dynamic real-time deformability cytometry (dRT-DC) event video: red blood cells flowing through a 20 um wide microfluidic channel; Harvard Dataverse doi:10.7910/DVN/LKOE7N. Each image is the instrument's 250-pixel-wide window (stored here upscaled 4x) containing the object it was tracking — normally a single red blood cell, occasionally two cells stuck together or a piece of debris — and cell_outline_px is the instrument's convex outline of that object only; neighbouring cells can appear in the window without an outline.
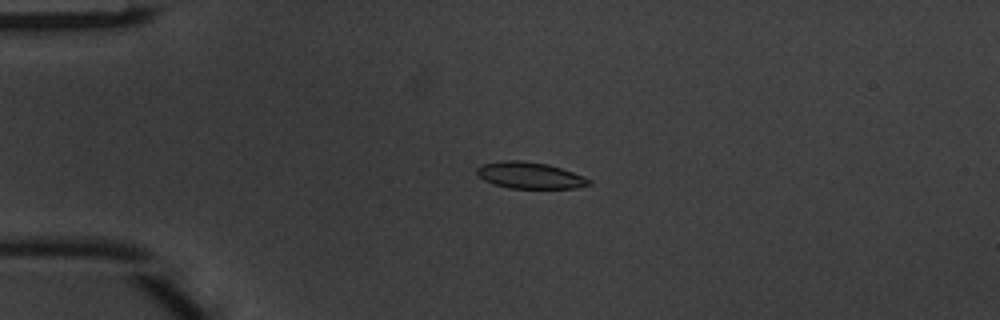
{"species": "common noctule bat (a hibernating species)", "species_latin": "Nyctalus noctula", "temperature_condition": "warm", "stored_images_in_passage": 49, "camera_frame_rate_fps": 3000, "um_per_image_px": 0.085, "animal": {"sex": "male", "body_mass_g": 20.1, "forearm_length_mm": 53.5}, "frame": {"image": 1, "passage_image": 12, "time_ms": 3.667, "image_size_px": [1000, 320], "cell_outline_px": [[592, 184], [576, 188], [508, 188], [484, 180], [476, 172], [476, 168], [480, 164], [504, 160], [520, 160], [548, 164], [584, 176], [592, 180]], "centroid_in_image_um": [45.04, 14.9], "position_along_channel_um": 40.0, "area_um2": 17.28}}
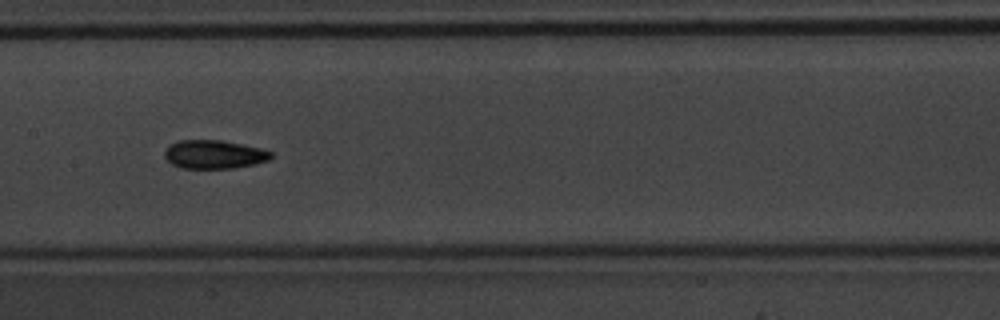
{"frame": {"image": 2, "passage_image": 25, "time_ms": 8.0, "image_size_px": [1000, 320], "cell_outline_px": [[272, 156], [268, 160], [256, 164], [236, 168], [180, 168], [172, 164], [164, 156], [164, 148], [168, 144], [176, 140], [220, 140], [260, 148], [272, 152]], "centroid_in_image_um": [18.15, 13.12], "position_along_channel_um": 189.2, "area_um2": 17.86}}
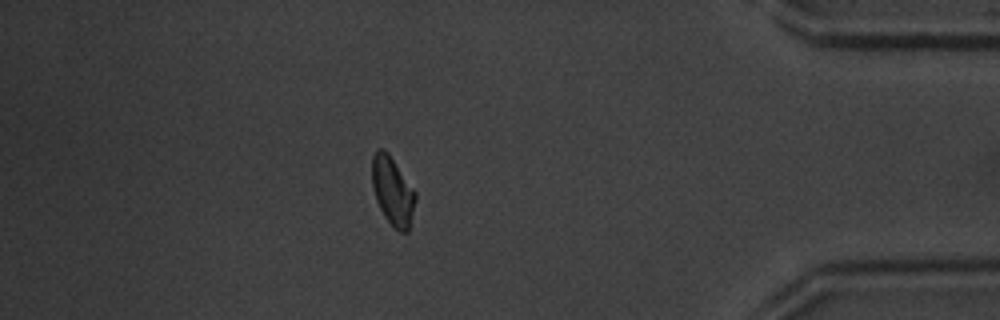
{"frame": {"image": 3, "passage_image": 43, "time_ms": 14.0, "image_size_px": [1000, 320], "cell_outline_px": [[416, 200], [408, 232], [400, 232], [384, 216], [376, 200], [372, 184], [372, 156], [376, 148], [384, 148], [388, 152], [416, 192]], "centroid_in_image_um": [33.37, 16.2], "position_along_channel_um": 401.8, "area_um2": 17.28}, "authors_computed_cell_mechanics": {"area_um2": 17.2822, "velocity_mm_per_s": 4.166, "shape_relaxation_time_tau1_ms": 2.7442, "shape_relaxation_time_tau2_ms": 3.0112, "deformation_change_tau1": 0.1052, "deformation_change_tau2": 0.08}}